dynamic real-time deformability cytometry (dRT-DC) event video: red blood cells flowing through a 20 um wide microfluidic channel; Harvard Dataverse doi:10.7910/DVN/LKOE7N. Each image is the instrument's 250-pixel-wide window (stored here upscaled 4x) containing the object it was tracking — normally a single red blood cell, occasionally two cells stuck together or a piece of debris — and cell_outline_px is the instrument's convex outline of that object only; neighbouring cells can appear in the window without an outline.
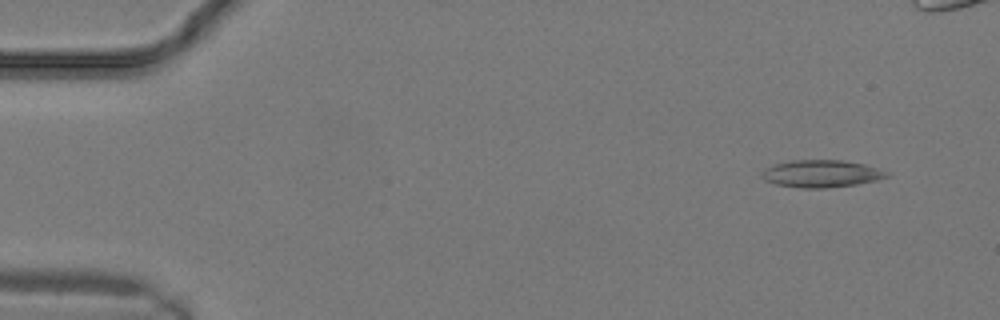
{"species": "common noctule bat (a hibernating species)", "species_latin": "Nyctalus noctula", "temperature_condition": "warm", "stored_images_in_passage": 11, "camera_frame_rate_fps": 3000, "um_per_image_px": 0.085, "animal": {"sex": "male", "body_mass_g": 19.2, "forearm_length_mm": 51.8}, "frame": {"image": 1, "passage_image": 2, "time_ms": 0.333, "image_size_px": [1000, 320], "cell_outline_px": [[892, 176], [876, 180], [856, 184], [824, 188], [800, 188], [776, 184], [764, 180], [760, 176], [760, 172], [764, 168], [776, 164], [792, 160], [840, 160], [864, 164], [888, 172]], "centroid_in_image_um": [69.78, 14.76], "position_along_channel_um": 15.2, "area_um2": 19.88}}
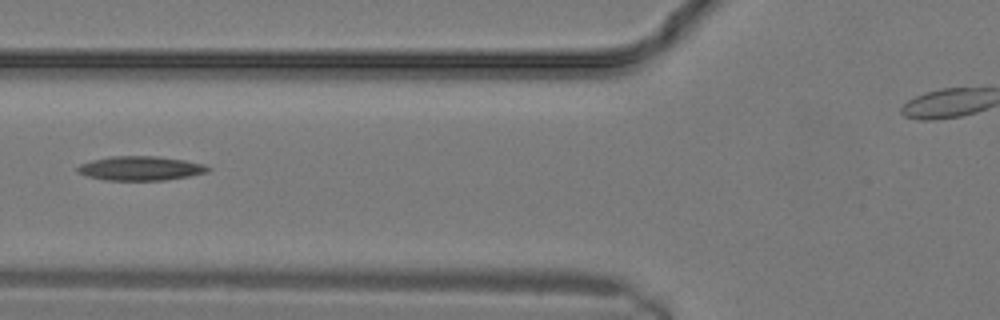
{"frame": {"image": 2, "passage_image": 10, "time_ms": 3.0, "image_size_px": [1000, 320], "cell_outline_px": [[212, 168], [208, 172], [188, 176], [164, 180], [104, 180], [88, 176], [76, 172], [76, 168], [80, 164], [92, 160], [112, 156], [156, 156], [184, 160], [204, 164]], "centroid_in_image_um": [11.93, 14.3], "position_along_channel_um": 113.9, "area_um2": 18.38}}